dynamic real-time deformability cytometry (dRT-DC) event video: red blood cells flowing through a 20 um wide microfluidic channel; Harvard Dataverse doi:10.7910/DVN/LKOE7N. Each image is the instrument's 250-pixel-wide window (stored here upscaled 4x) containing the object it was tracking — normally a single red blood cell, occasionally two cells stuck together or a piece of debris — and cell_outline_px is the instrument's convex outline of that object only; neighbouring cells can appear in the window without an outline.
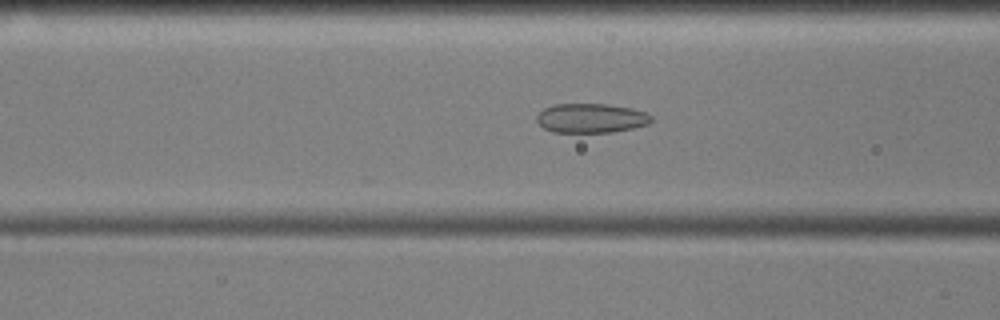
{"species": "common noctule bat (a hibernating species)", "species_latin": "Nyctalus noctula", "temperature_condition": "cold", "stored_images_in_passage": 52, "camera_frame_rate_fps": 3000, "um_per_image_px": 0.085, "animal": {"sex": "male", "body_mass_g": 17.9, "forearm_length_mm": 54.2}, "frame": {"image": 1, "passage_image": 18, "time_ms": 5.667, "image_size_px": [1000, 320], "cell_outline_px": [[652, 120], [648, 124], [632, 128], [612, 132], [552, 132], [544, 128], [536, 120], [536, 116], [544, 108], [552, 104], [608, 104], [632, 108], [644, 112], [652, 116]], "centroid_in_image_um": [50.22, 10.04], "position_along_channel_um": 116.4, "area_um2": 19.59}}
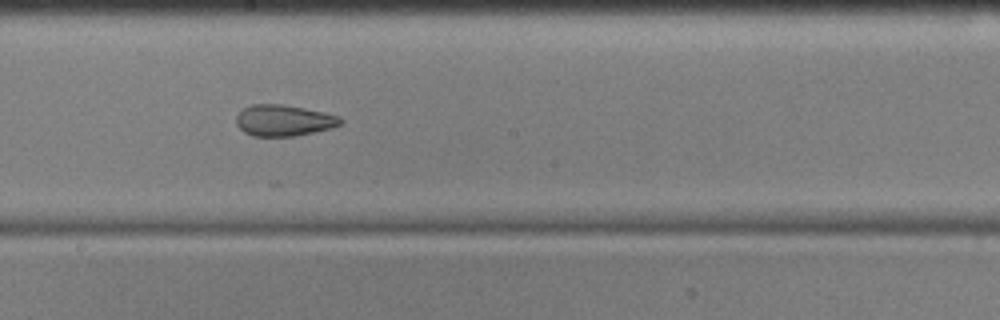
{"frame": {"image": 2, "passage_image": 27, "time_ms": 8.667, "image_size_px": [1000, 320], "cell_outline_px": [[344, 124], [332, 128], [296, 136], [252, 136], [244, 132], [236, 124], [236, 116], [244, 108], [252, 104], [284, 104], [304, 108], [340, 116], [344, 120]], "centroid_in_image_um": [24.15, 10.24], "position_along_channel_um": 224.0, "area_um2": 19.13}}
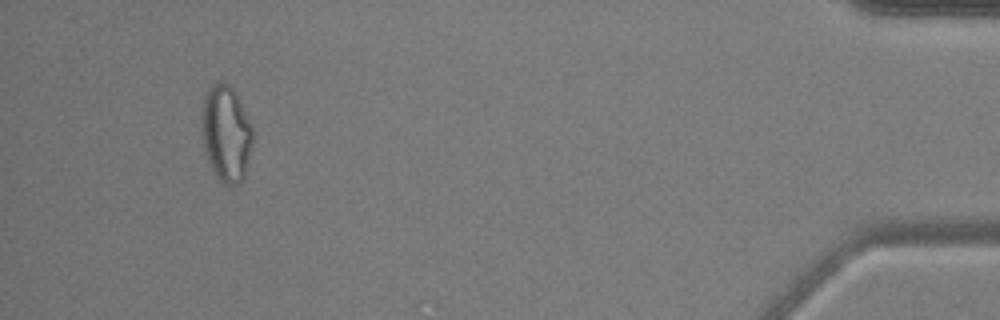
{"frame": {"image": 3, "passage_image": 49, "time_ms": 16.0, "image_size_px": [1000, 320], "cell_outline_px": [[256, 136], [244, 180], [240, 184], [228, 188], [216, 176], [208, 160], [204, 148], [204, 92], [216, 80], [220, 80], [228, 84], [236, 92], [252, 124]], "centroid_in_image_um": [19.31, 11.38], "position_along_channel_um": 415.9, "area_um2": 29.19}, "authors_computed_cell_mechanics": {"area_um2": 22.4264, "velocity_mm_per_s": 3.5857, "shape_relaxation_time_tau1_ms": null, "shape_relaxation_time_tau2_ms": 1.9781, "deformation_change_tau1": null, "deformation_change_tau2": 0.0838}}